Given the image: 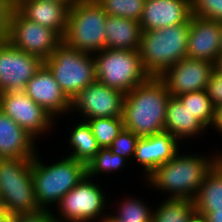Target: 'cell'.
Returning a JSON list of instances; mask_svg holds the SVG:
<instances>
[{
  "label": "cell",
  "instance_id": "obj_1",
  "mask_svg": "<svg viewBox=\"0 0 222 222\" xmlns=\"http://www.w3.org/2000/svg\"><path fill=\"white\" fill-rule=\"evenodd\" d=\"M171 97L164 82L159 77L150 76L124 96V129L138 137L164 132L166 110Z\"/></svg>",
  "mask_w": 222,
  "mask_h": 222
},
{
  "label": "cell",
  "instance_id": "obj_2",
  "mask_svg": "<svg viewBox=\"0 0 222 222\" xmlns=\"http://www.w3.org/2000/svg\"><path fill=\"white\" fill-rule=\"evenodd\" d=\"M221 152V154H220ZM212 156L178 152L171 160L154 169L144 180L155 189L170 193L169 198L194 200L206 174L222 158V151Z\"/></svg>",
  "mask_w": 222,
  "mask_h": 222
},
{
  "label": "cell",
  "instance_id": "obj_3",
  "mask_svg": "<svg viewBox=\"0 0 222 222\" xmlns=\"http://www.w3.org/2000/svg\"><path fill=\"white\" fill-rule=\"evenodd\" d=\"M39 156L37 151L31 162L34 192L39 208L49 210L87 175L86 164L67 156L45 165Z\"/></svg>",
  "mask_w": 222,
  "mask_h": 222
},
{
  "label": "cell",
  "instance_id": "obj_4",
  "mask_svg": "<svg viewBox=\"0 0 222 222\" xmlns=\"http://www.w3.org/2000/svg\"><path fill=\"white\" fill-rule=\"evenodd\" d=\"M190 20L187 23L142 31L139 52L144 70L159 77L170 66L186 57Z\"/></svg>",
  "mask_w": 222,
  "mask_h": 222
},
{
  "label": "cell",
  "instance_id": "obj_5",
  "mask_svg": "<svg viewBox=\"0 0 222 222\" xmlns=\"http://www.w3.org/2000/svg\"><path fill=\"white\" fill-rule=\"evenodd\" d=\"M33 158H0V198L8 215L31 214L41 211L31 173Z\"/></svg>",
  "mask_w": 222,
  "mask_h": 222
},
{
  "label": "cell",
  "instance_id": "obj_6",
  "mask_svg": "<svg viewBox=\"0 0 222 222\" xmlns=\"http://www.w3.org/2000/svg\"><path fill=\"white\" fill-rule=\"evenodd\" d=\"M107 16L96 0H78L70 7L63 42L71 48L91 54L104 50Z\"/></svg>",
  "mask_w": 222,
  "mask_h": 222
},
{
  "label": "cell",
  "instance_id": "obj_7",
  "mask_svg": "<svg viewBox=\"0 0 222 222\" xmlns=\"http://www.w3.org/2000/svg\"><path fill=\"white\" fill-rule=\"evenodd\" d=\"M44 65L70 100L96 81L94 55L71 48L64 42L44 60Z\"/></svg>",
  "mask_w": 222,
  "mask_h": 222
},
{
  "label": "cell",
  "instance_id": "obj_8",
  "mask_svg": "<svg viewBox=\"0 0 222 222\" xmlns=\"http://www.w3.org/2000/svg\"><path fill=\"white\" fill-rule=\"evenodd\" d=\"M93 55L96 81L124 94L150 77L143 68L139 50L105 48Z\"/></svg>",
  "mask_w": 222,
  "mask_h": 222
},
{
  "label": "cell",
  "instance_id": "obj_9",
  "mask_svg": "<svg viewBox=\"0 0 222 222\" xmlns=\"http://www.w3.org/2000/svg\"><path fill=\"white\" fill-rule=\"evenodd\" d=\"M94 182L91 177L85 175L74 188L62 197L55 208L58 210V213L55 214L59 216L53 215L55 222H94V220L103 222L108 215L105 212L108 200L103 189Z\"/></svg>",
  "mask_w": 222,
  "mask_h": 222
},
{
  "label": "cell",
  "instance_id": "obj_10",
  "mask_svg": "<svg viewBox=\"0 0 222 222\" xmlns=\"http://www.w3.org/2000/svg\"><path fill=\"white\" fill-rule=\"evenodd\" d=\"M7 41L16 49L38 56L44 61L63 42V38L51 28L25 18L15 8Z\"/></svg>",
  "mask_w": 222,
  "mask_h": 222
},
{
  "label": "cell",
  "instance_id": "obj_11",
  "mask_svg": "<svg viewBox=\"0 0 222 222\" xmlns=\"http://www.w3.org/2000/svg\"><path fill=\"white\" fill-rule=\"evenodd\" d=\"M0 110L13 119L35 140L52 130L55 118L35 103L24 91L0 93ZM55 122H54V121Z\"/></svg>",
  "mask_w": 222,
  "mask_h": 222
},
{
  "label": "cell",
  "instance_id": "obj_12",
  "mask_svg": "<svg viewBox=\"0 0 222 222\" xmlns=\"http://www.w3.org/2000/svg\"><path fill=\"white\" fill-rule=\"evenodd\" d=\"M124 96L122 91L95 81L71 99L70 113H81L84 121L99 117H122Z\"/></svg>",
  "mask_w": 222,
  "mask_h": 222
},
{
  "label": "cell",
  "instance_id": "obj_13",
  "mask_svg": "<svg viewBox=\"0 0 222 222\" xmlns=\"http://www.w3.org/2000/svg\"><path fill=\"white\" fill-rule=\"evenodd\" d=\"M43 64L38 56L16 49L8 41L0 42V93L24 91Z\"/></svg>",
  "mask_w": 222,
  "mask_h": 222
},
{
  "label": "cell",
  "instance_id": "obj_14",
  "mask_svg": "<svg viewBox=\"0 0 222 222\" xmlns=\"http://www.w3.org/2000/svg\"><path fill=\"white\" fill-rule=\"evenodd\" d=\"M215 64L185 57L165 70L159 78L172 97L183 93L205 90Z\"/></svg>",
  "mask_w": 222,
  "mask_h": 222
},
{
  "label": "cell",
  "instance_id": "obj_15",
  "mask_svg": "<svg viewBox=\"0 0 222 222\" xmlns=\"http://www.w3.org/2000/svg\"><path fill=\"white\" fill-rule=\"evenodd\" d=\"M31 99L55 119L70 113L71 100L59 87L50 70L43 64L24 89ZM56 116V117H55Z\"/></svg>",
  "mask_w": 222,
  "mask_h": 222
},
{
  "label": "cell",
  "instance_id": "obj_16",
  "mask_svg": "<svg viewBox=\"0 0 222 222\" xmlns=\"http://www.w3.org/2000/svg\"><path fill=\"white\" fill-rule=\"evenodd\" d=\"M221 22L191 16L186 57L216 63L220 56Z\"/></svg>",
  "mask_w": 222,
  "mask_h": 222
},
{
  "label": "cell",
  "instance_id": "obj_17",
  "mask_svg": "<svg viewBox=\"0 0 222 222\" xmlns=\"http://www.w3.org/2000/svg\"><path fill=\"white\" fill-rule=\"evenodd\" d=\"M192 16L191 0H145L140 19L142 31L187 23Z\"/></svg>",
  "mask_w": 222,
  "mask_h": 222
},
{
  "label": "cell",
  "instance_id": "obj_18",
  "mask_svg": "<svg viewBox=\"0 0 222 222\" xmlns=\"http://www.w3.org/2000/svg\"><path fill=\"white\" fill-rule=\"evenodd\" d=\"M179 141L164 131L147 137H139L133 159L143 167L144 178L161 164L171 160L180 151Z\"/></svg>",
  "mask_w": 222,
  "mask_h": 222
},
{
  "label": "cell",
  "instance_id": "obj_19",
  "mask_svg": "<svg viewBox=\"0 0 222 222\" xmlns=\"http://www.w3.org/2000/svg\"><path fill=\"white\" fill-rule=\"evenodd\" d=\"M16 9L27 19L65 35L70 7L51 0H16Z\"/></svg>",
  "mask_w": 222,
  "mask_h": 222
},
{
  "label": "cell",
  "instance_id": "obj_20",
  "mask_svg": "<svg viewBox=\"0 0 222 222\" xmlns=\"http://www.w3.org/2000/svg\"><path fill=\"white\" fill-rule=\"evenodd\" d=\"M35 140L13 119L0 110V158H34Z\"/></svg>",
  "mask_w": 222,
  "mask_h": 222
},
{
  "label": "cell",
  "instance_id": "obj_21",
  "mask_svg": "<svg viewBox=\"0 0 222 222\" xmlns=\"http://www.w3.org/2000/svg\"><path fill=\"white\" fill-rule=\"evenodd\" d=\"M207 129L193 116V114L176 98L171 97L165 118L164 131L170 133L179 142L185 139L199 137ZM181 140V141H180Z\"/></svg>",
  "mask_w": 222,
  "mask_h": 222
},
{
  "label": "cell",
  "instance_id": "obj_22",
  "mask_svg": "<svg viewBox=\"0 0 222 222\" xmlns=\"http://www.w3.org/2000/svg\"><path fill=\"white\" fill-rule=\"evenodd\" d=\"M105 28L106 48L139 50L142 34L139 21L108 15Z\"/></svg>",
  "mask_w": 222,
  "mask_h": 222
},
{
  "label": "cell",
  "instance_id": "obj_23",
  "mask_svg": "<svg viewBox=\"0 0 222 222\" xmlns=\"http://www.w3.org/2000/svg\"><path fill=\"white\" fill-rule=\"evenodd\" d=\"M196 217L222 210V158L206 174L194 198Z\"/></svg>",
  "mask_w": 222,
  "mask_h": 222
},
{
  "label": "cell",
  "instance_id": "obj_24",
  "mask_svg": "<svg viewBox=\"0 0 222 222\" xmlns=\"http://www.w3.org/2000/svg\"><path fill=\"white\" fill-rule=\"evenodd\" d=\"M69 135V146L73 149L67 156L87 164L99 151L96 138L87 121L74 125Z\"/></svg>",
  "mask_w": 222,
  "mask_h": 222
},
{
  "label": "cell",
  "instance_id": "obj_25",
  "mask_svg": "<svg viewBox=\"0 0 222 222\" xmlns=\"http://www.w3.org/2000/svg\"><path fill=\"white\" fill-rule=\"evenodd\" d=\"M195 218L194 200L168 197L153 210L151 222H192Z\"/></svg>",
  "mask_w": 222,
  "mask_h": 222
},
{
  "label": "cell",
  "instance_id": "obj_26",
  "mask_svg": "<svg viewBox=\"0 0 222 222\" xmlns=\"http://www.w3.org/2000/svg\"><path fill=\"white\" fill-rule=\"evenodd\" d=\"M176 98L206 129L212 126L215 118V107L205 90L183 93Z\"/></svg>",
  "mask_w": 222,
  "mask_h": 222
},
{
  "label": "cell",
  "instance_id": "obj_27",
  "mask_svg": "<svg viewBox=\"0 0 222 222\" xmlns=\"http://www.w3.org/2000/svg\"><path fill=\"white\" fill-rule=\"evenodd\" d=\"M86 121L100 148L110 147L124 129L123 117H99Z\"/></svg>",
  "mask_w": 222,
  "mask_h": 222
},
{
  "label": "cell",
  "instance_id": "obj_28",
  "mask_svg": "<svg viewBox=\"0 0 222 222\" xmlns=\"http://www.w3.org/2000/svg\"><path fill=\"white\" fill-rule=\"evenodd\" d=\"M128 160L111 152L110 148H100L96 155L86 164L87 175L94 179L97 175L114 173L126 168Z\"/></svg>",
  "mask_w": 222,
  "mask_h": 222
},
{
  "label": "cell",
  "instance_id": "obj_29",
  "mask_svg": "<svg viewBox=\"0 0 222 222\" xmlns=\"http://www.w3.org/2000/svg\"><path fill=\"white\" fill-rule=\"evenodd\" d=\"M124 201V202H123ZM118 213L113 215L123 222H151L152 212L151 206L146 205L144 201L135 197H126L122 202H118Z\"/></svg>",
  "mask_w": 222,
  "mask_h": 222
},
{
  "label": "cell",
  "instance_id": "obj_30",
  "mask_svg": "<svg viewBox=\"0 0 222 222\" xmlns=\"http://www.w3.org/2000/svg\"><path fill=\"white\" fill-rule=\"evenodd\" d=\"M109 16L124 17L140 22L145 0H96Z\"/></svg>",
  "mask_w": 222,
  "mask_h": 222
},
{
  "label": "cell",
  "instance_id": "obj_31",
  "mask_svg": "<svg viewBox=\"0 0 222 222\" xmlns=\"http://www.w3.org/2000/svg\"><path fill=\"white\" fill-rule=\"evenodd\" d=\"M192 16L222 22V0H191Z\"/></svg>",
  "mask_w": 222,
  "mask_h": 222
},
{
  "label": "cell",
  "instance_id": "obj_32",
  "mask_svg": "<svg viewBox=\"0 0 222 222\" xmlns=\"http://www.w3.org/2000/svg\"><path fill=\"white\" fill-rule=\"evenodd\" d=\"M139 139L132 131L123 129L121 133L113 140L109 147L111 152L121 155L128 161L132 160L135 153L137 140Z\"/></svg>",
  "mask_w": 222,
  "mask_h": 222
},
{
  "label": "cell",
  "instance_id": "obj_33",
  "mask_svg": "<svg viewBox=\"0 0 222 222\" xmlns=\"http://www.w3.org/2000/svg\"><path fill=\"white\" fill-rule=\"evenodd\" d=\"M16 8V0H0V42L9 36L11 17Z\"/></svg>",
  "mask_w": 222,
  "mask_h": 222
},
{
  "label": "cell",
  "instance_id": "obj_34",
  "mask_svg": "<svg viewBox=\"0 0 222 222\" xmlns=\"http://www.w3.org/2000/svg\"><path fill=\"white\" fill-rule=\"evenodd\" d=\"M207 95L210 97L214 107L222 104V74L213 71L209 83L205 89Z\"/></svg>",
  "mask_w": 222,
  "mask_h": 222
},
{
  "label": "cell",
  "instance_id": "obj_35",
  "mask_svg": "<svg viewBox=\"0 0 222 222\" xmlns=\"http://www.w3.org/2000/svg\"><path fill=\"white\" fill-rule=\"evenodd\" d=\"M54 213L50 210H41L36 213L18 215V222H55Z\"/></svg>",
  "mask_w": 222,
  "mask_h": 222
},
{
  "label": "cell",
  "instance_id": "obj_36",
  "mask_svg": "<svg viewBox=\"0 0 222 222\" xmlns=\"http://www.w3.org/2000/svg\"><path fill=\"white\" fill-rule=\"evenodd\" d=\"M212 128L219 131V135H222V104L215 107V118L212 124Z\"/></svg>",
  "mask_w": 222,
  "mask_h": 222
},
{
  "label": "cell",
  "instance_id": "obj_37",
  "mask_svg": "<svg viewBox=\"0 0 222 222\" xmlns=\"http://www.w3.org/2000/svg\"><path fill=\"white\" fill-rule=\"evenodd\" d=\"M202 220L204 222H222V210L207 213Z\"/></svg>",
  "mask_w": 222,
  "mask_h": 222
},
{
  "label": "cell",
  "instance_id": "obj_38",
  "mask_svg": "<svg viewBox=\"0 0 222 222\" xmlns=\"http://www.w3.org/2000/svg\"><path fill=\"white\" fill-rule=\"evenodd\" d=\"M2 222H18V215H8L5 211H3Z\"/></svg>",
  "mask_w": 222,
  "mask_h": 222
},
{
  "label": "cell",
  "instance_id": "obj_39",
  "mask_svg": "<svg viewBox=\"0 0 222 222\" xmlns=\"http://www.w3.org/2000/svg\"><path fill=\"white\" fill-rule=\"evenodd\" d=\"M215 70L222 74V54L217 58V61L215 63Z\"/></svg>",
  "mask_w": 222,
  "mask_h": 222
},
{
  "label": "cell",
  "instance_id": "obj_40",
  "mask_svg": "<svg viewBox=\"0 0 222 222\" xmlns=\"http://www.w3.org/2000/svg\"><path fill=\"white\" fill-rule=\"evenodd\" d=\"M103 222H123L119 219H117L112 213L111 215H107L104 219H103Z\"/></svg>",
  "mask_w": 222,
  "mask_h": 222
},
{
  "label": "cell",
  "instance_id": "obj_41",
  "mask_svg": "<svg viewBox=\"0 0 222 222\" xmlns=\"http://www.w3.org/2000/svg\"><path fill=\"white\" fill-rule=\"evenodd\" d=\"M51 1H57L62 2L64 4H67L69 7H71L74 3H76L78 0H51Z\"/></svg>",
  "mask_w": 222,
  "mask_h": 222
},
{
  "label": "cell",
  "instance_id": "obj_42",
  "mask_svg": "<svg viewBox=\"0 0 222 222\" xmlns=\"http://www.w3.org/2000/svg\"><path fill=\"white\" fill-rule=\"evenodd\" d=\"M220 54H222V22H221Z\"/></svg>",
  "mask_w": 222,
  "mask_h": 222
},
{
  "label": "cell",
  "instance_id": "obj_43",
  "mask_svg": "<svg viewBox=\"0 0 222 222\" xmlns=\"http://www.w3.org/2000/svg\"><path fill=\"white\" fill-rule=\"evenodd\" d=\"M192 222H204L201 218L196 217Z\"/></svg>",
  "mask_w": 222,
  "mask_h": 222
},
{
  "label": "cell",
  "instance_id": "obj_44",
  "mask_svg": "<svg viewBox=\"0 0 222 222\" xmlns=\"http://www.w3.org/2000/svg\"><path fill=\"white\" fill-rule=\"evenodd\" d=\"M3 207H2V204L0 203V214L3 212Z\"/></svg>",
  "mask_w": 222,
  "mask_h": 222
},
{
  "label": "cell",
  "instance_id": "obj_45",
  "mask_svg": "<svg viewBox=\"0 0 222 222\" xmlns=\"http://www.w3.org/2000/svg\"><path fill=\"white\" fill-rule=\"evenodd\" d=\"M0 222H2V213L0 214Z\"/></svg>",
  "mask_w": 222,
  "mask_h": 222
}]
</instances>
